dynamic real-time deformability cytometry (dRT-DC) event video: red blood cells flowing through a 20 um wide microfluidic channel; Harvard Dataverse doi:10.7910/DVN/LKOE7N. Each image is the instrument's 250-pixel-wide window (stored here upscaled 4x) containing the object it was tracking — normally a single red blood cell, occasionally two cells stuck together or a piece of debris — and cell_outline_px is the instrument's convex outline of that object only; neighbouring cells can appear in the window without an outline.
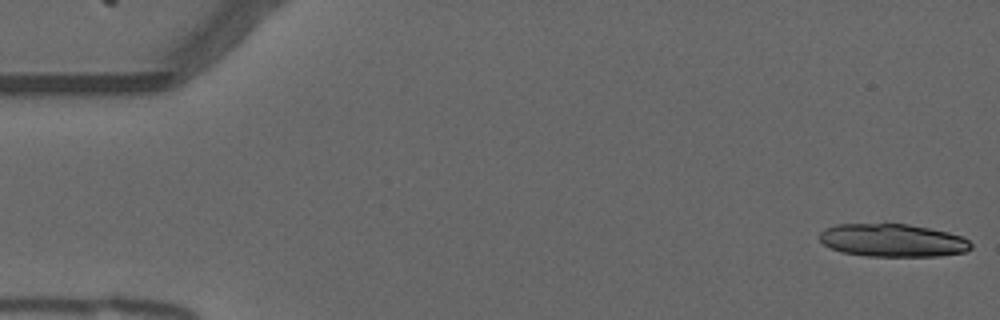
{"species": "common noctule bat (a hibernating species)", "species_latin": "Nyctalus noctula", "temperature_condition": "warm", "stored_images_in_passage": 53, "camera_frame_rate_fps": 3000, "um_per_image_px": 0.085, "animal": {"sex": "male", "forearm_length_mm": 52.5}, "frame": {"image": 1, "passage_image": 1, "time_ms": 0.0, "image_size_px": [1000, 320], "cell_outline_px": [[972, 248], [964, 252], [940, 256], [868, 256], [840, 252], [824, 244], [820, 240], [820, 232], [824, 228], [836, 224], [908, 224], [948, 232], [964, 236], [972, 244]], "centroid_in_image_um": [75.89, 20.43], "position_along_channel_um": 9.1, "area_um2": 29.13}}
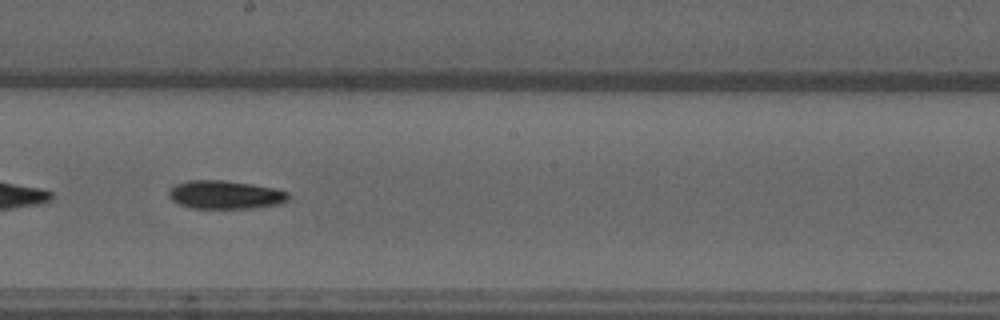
{"frame": {"image": 2, "passage_image": 30, "time_ms": 9.667, "image_size_px": [1000, 320], "cell_outline_px": [[288, 200], [284, 204], [256, 208], [192, 208], [180, 204], [172, 200], [168, 196], [168, 192], [176, 184], [188, 180], [224, 180], [252, 184], [272, 188], [288, 192]], "centroid_in_image_um": [19.17, 16.56], "position_along_channel_um": 229.0, "area_um2": 19.83}}
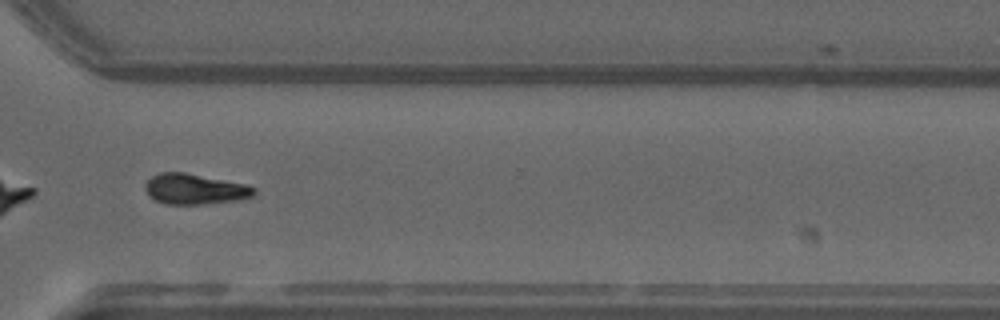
{"frame": {"image": 3, "passage_image": 40, "time_ms": 13.0, "image_size_px": [1000, 320], "cell_outline_px": [[256, 192], [252, 196], [240, 200], [204, 204], [164, 204], [156, 200], [144, 188], [144, 184], [152, 176], [160, 172], [184, 172], [248, 184], [256, 188]], "centroid_in_image_um": [16.6, 16.07], "position_along_channel_um": 354.0, "area_um2": 19.42}}